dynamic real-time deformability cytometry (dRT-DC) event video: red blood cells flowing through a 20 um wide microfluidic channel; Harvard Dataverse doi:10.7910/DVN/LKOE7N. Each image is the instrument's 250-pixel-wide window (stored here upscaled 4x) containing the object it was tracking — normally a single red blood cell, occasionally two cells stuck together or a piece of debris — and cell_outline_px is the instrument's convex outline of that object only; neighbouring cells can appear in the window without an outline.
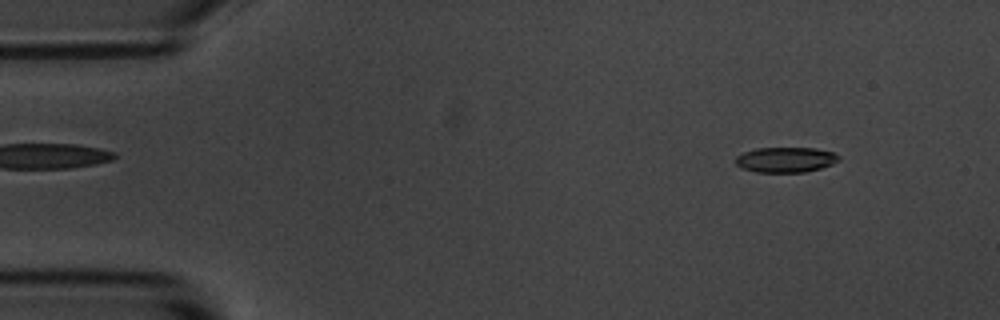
{"species": "common noctule bat (a hibernating species)", "species_latin": "Nyctalus noctula", "temperature_condition": "room temperature", "stored_images_in_passage": 54, "camera_frame_rate_fps": 3000, "um_per_image_px": 0.085, "animal": {"sex": "male", "body_mass_g": 20.1, "forearm_length_mm": 53.5}, "frame": {"image": 1, "passage_image": 5, "time_ms": 1.333, "image_size_px": [1000, 320], "cell_outline_px": [[840, 160], [832, 164], [820, 168], [804, 172], [756, 172], [740, 168], [736, 164], [736, 156], [744, 152], [756, 148], [816, 148], [832, 152], [840, 156]], "centroid_in_image_um": [66.77, 13.57], "position_along_channel_um": 18.2, "area_um2": 15.2}}
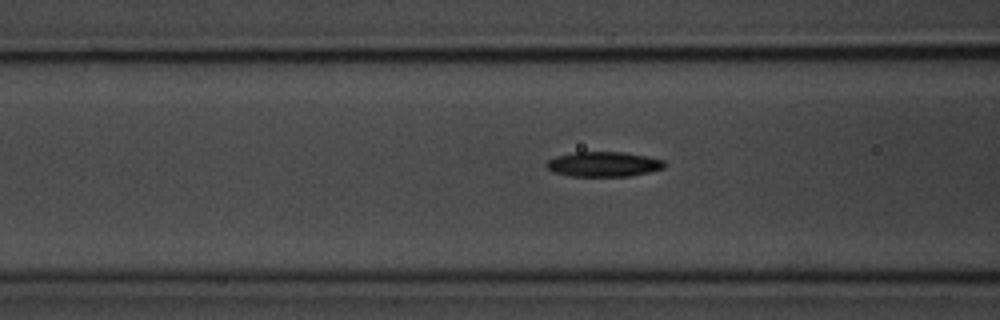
{"frame": {"image": 2, "passage_image": 20, "time_ms": 6.333, "image_size_px": [1000, 320], "cell_outline_px": [[668, 164], [664, 168], [648, 172], [628, 176], [568, 176], [552, 172], [544, 164], [548, 160], [556, 156], [576, 152], [624, 152], [664, 160]], "centroid_in_image_um": [51.29, 13.96], "position_along_channel_um": 115.3, "area_um2": 17.17}}
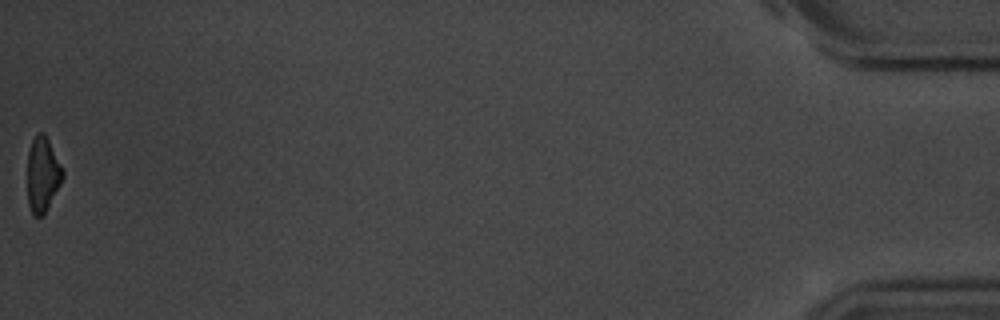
{"frame": {"image": 3, "passage_image": 54, "time_ms": 17.667, "image_size_px": [1000, 320], "cell_outline_px": [[64, 176], [44, 216], [32, 216], [28, 204], [28, 152], [32, 140], [40, 132], [44, 132], [64, 172]], "centroid_in_image_um": [3.61, 14.88], "position_along_channel_um": 431.6, "area_um2": 15.26}, "authors_computed_cell_mechanics": {"area_um2": 16.7042, "velocity_mm_per_s": 3.672, "shape_relaxation_time_tau1_ms": 3.1467, "shape_relaxation_time_tau2_ms": null, "deformation_change_tau1": 0.1323, "deformation_change_tau2": null}}